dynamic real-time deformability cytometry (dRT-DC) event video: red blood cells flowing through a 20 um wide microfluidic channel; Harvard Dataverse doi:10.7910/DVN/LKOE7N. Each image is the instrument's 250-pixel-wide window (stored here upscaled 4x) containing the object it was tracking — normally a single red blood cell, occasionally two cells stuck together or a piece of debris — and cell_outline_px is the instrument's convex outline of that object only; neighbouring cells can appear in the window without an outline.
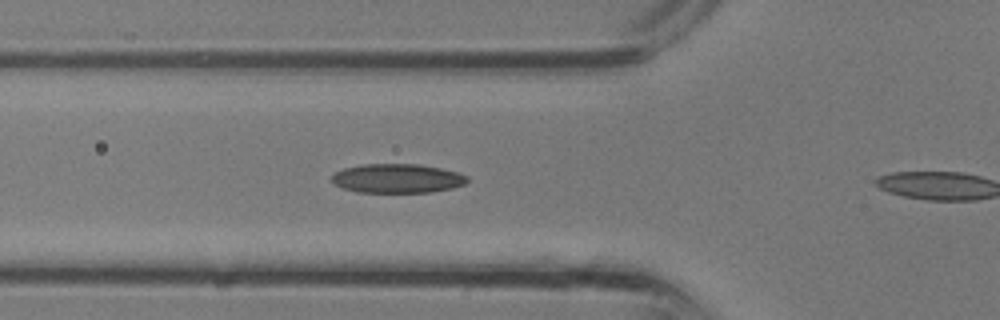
{"species": "common noctule bat (a hibernating species)", "species_latin": "Nyctalus noctula", "temperature_condition": "room temperature", "stored_images_in_passage": 7, "camera_frame_rate_fps": 3000, "um_per_image_px": 0.085, "animal": {"sex": "male", "body_mass_g": 13.3}, "frame": {"image": 1, "passage_image": 6, "time_ms": 1.667, "image_size_px": [1000, 320], "cell_outline_px": [[468, 180], [464, 184], [452, 188], [432, 192], [356, 192], [344, 188], [328, 180], [336, 172], [344, 168], [364, 164], [420, 164], [440, 168], [456, 172], [468, 176]], "centroid_in_image_um": [33.76, 15.16], "position_along_channel_um": 92.0, "area_um2": 22.95}}